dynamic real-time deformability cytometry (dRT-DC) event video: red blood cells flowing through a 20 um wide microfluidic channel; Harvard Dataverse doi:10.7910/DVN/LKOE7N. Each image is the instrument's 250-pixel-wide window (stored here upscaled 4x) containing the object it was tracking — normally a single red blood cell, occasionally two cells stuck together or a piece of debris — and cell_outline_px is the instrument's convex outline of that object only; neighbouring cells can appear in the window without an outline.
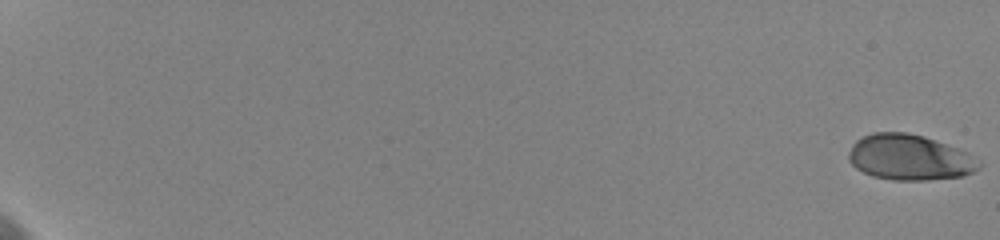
{"species": "human", "species_latin": "Homo sapiens", "temperature_condition": "cold", "stored_images_in_passage": 62, "camera_frame_rate_fps": 3000, "um_per_image_px": 0.085, "donor": {"sex": "female"}, "frame": {"image": 1, "passage_image": 1, "time_ms": 0.0, "image_size_px": [1000, 240], "cell_outline_px": [[980, 168], [964, 176], [928, 180], [892, 180], [872, 176], [856, 168], [848, 160], [848, 152], [852, 144], [856, 140], [872, 132], [908, 132], [924, 136], [968, 152], [980, 164]], "centroid_in_image_um": [77.28, 13.38], "position_along_channel_um": 7.7, "area_um2": 34.68}}
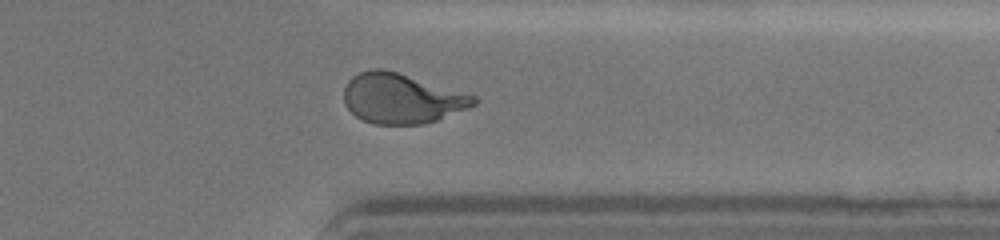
{"frame": {"image": 2, "passage_image": 52, "time_ms": 16.667, "image_size_px": [1000, 240], "cell_outline_px": [[480, 100], [476, 104], [468, 108], [436, 120], [424, 124], [372, 124], [356, 116], [348, 108], [344, 100], [344, 88], [348, 80], [352, 76], [360, 72], [372, 68], [384, 68], [476, 96]], "centroid_in_image_um": [34.13, 8.36], "position_along_channel_um": 377.3, "area_um2": 37.69}}
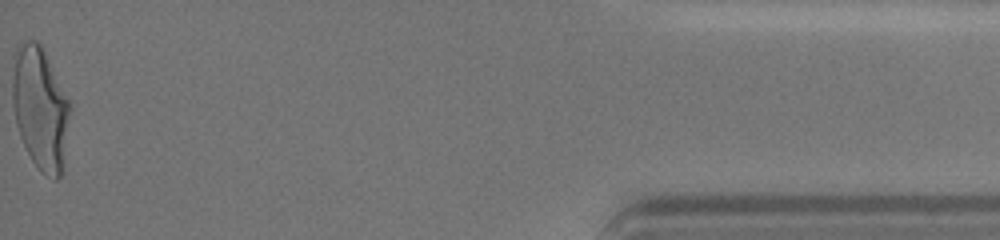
{"frame": {"image": 3, "passage_image": 62, "time_ms": 20.0, "image_size_px": [1000, 240], "cell_outline_px": [[72, 108], [60, 176], [56, 180], [40, 172], [32, 160], [20, 136], [16, 124], [12, 104], [12, 52], [28, 40], [36, 40], [40, 44]], "centroid_in_image_um": [3.39, 9.19], "position_along_channel_um": 431.8, "area_um2": 40.86}, "authors_computed_cell_mechanics": {"area_um2": 36.8764, "velocity_mm_per_s": 3.6135, "shape_relaxation_time_tau1_ms": 3.8016, "shape_relaxation_time_tau2_ms": 0.8039, "deformation_change_tau1": 0.1833, "deformation_change_tau2": 0.064}}